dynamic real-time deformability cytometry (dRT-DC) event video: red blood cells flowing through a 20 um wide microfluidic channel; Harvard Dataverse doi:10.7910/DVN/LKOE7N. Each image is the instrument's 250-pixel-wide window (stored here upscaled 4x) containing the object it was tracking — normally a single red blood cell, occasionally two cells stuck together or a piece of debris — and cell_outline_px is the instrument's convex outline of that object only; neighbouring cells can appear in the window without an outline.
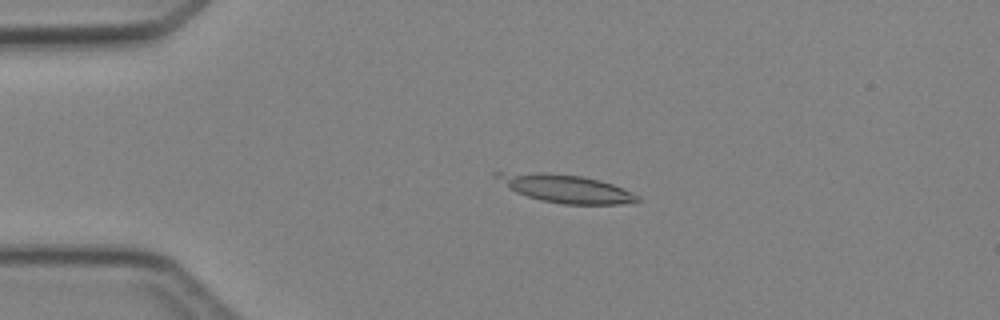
{"species": "Egyptian fruit bat (a non-hibernating species)", "species_latin": "Rousettus aegyptiacus", "temperature_condition": "cold", "stored_images_in_passage": 2, "camera_frame_rate_fps": 3000, "um_per_image_px": 0.085, "animal": {"sex": "female"}, "frame": {"image": 1, "passage_image": 1, "time_ms": 0.0, "image_size_px": [1000, 320], "cell_outline_px": [[640, 200], [636, 204], [564, 204], [540, 200], [516, 192], [508, 188], [492, 176], [492, 172], [500, 172], [584, 176], [600, 180], [612, 184], [640, 196]], "centroid_in_image_um": [48.13, 16.05], "position_along_channel_um": 36.9, "area_um2": 22.66}}